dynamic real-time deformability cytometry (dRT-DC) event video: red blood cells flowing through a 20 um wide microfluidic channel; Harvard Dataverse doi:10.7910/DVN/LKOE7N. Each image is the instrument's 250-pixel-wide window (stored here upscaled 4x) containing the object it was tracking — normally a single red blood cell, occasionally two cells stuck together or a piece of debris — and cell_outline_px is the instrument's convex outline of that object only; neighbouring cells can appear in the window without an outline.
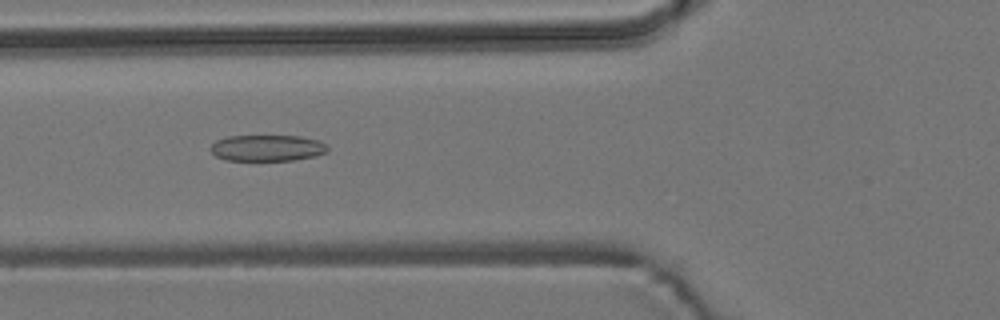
{"species": "common noctule bat (a hibernating species)", "species_latin": "Nyctalus noctula", "temperature_condition": "room temperature", "stored_images_in_passage": 37, "camera_frame_rate_fps": 3000, "um_per_image_px": 0.085, "animal": {"sex": "male", "body_mass_g": 19.2, "forearm_length_mm": 51.8}, "frame": {"image": 1, "passage_image": 3, "time_ms": 0.667, "image_size_px": [1000, 320], "cell_outline_px": [[328, 152], [316, 156], [292, 160], [224, 160], [216, 156], [208, 148], [216, 140], [228, 136], [300, 136], [320, 140], [328, 144]], "centroid_in_image_um": [22.74, 12.57], "position_along_channel_um": 103.1, "area_um2": 18.09}}
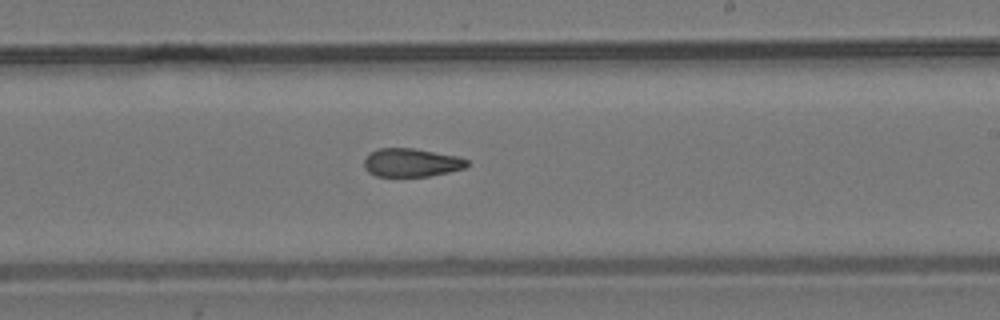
{"frame": {"image": 2, "passage_image": 15, "time_ms": 4.667, "image_size_px": [1000, 320], "cell_outline_px": [[468, 164], [464, 168], [448, 172], [428, 176], [376, 176], [368, 172], [364, 168], [364, 160], [372, 152], [380, 148], [412, 148], [460, 156], [468, 160]], "centroid_in_image_um": [34.98, 13.82], "position_along_channel_um": 254.0, "area_um2": 16.94}}
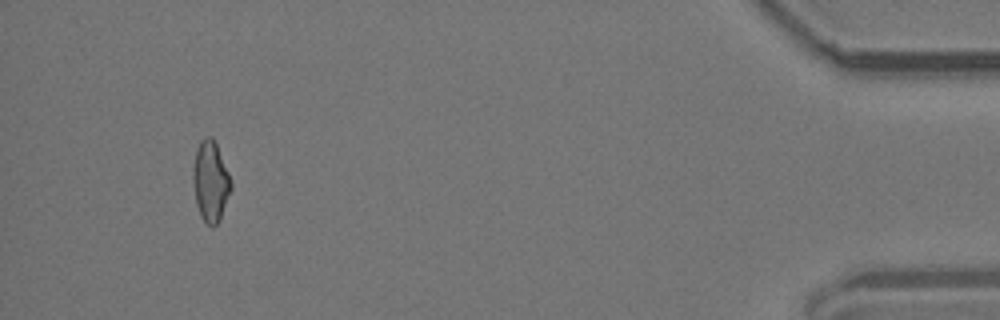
{"frame": {"image": 3, "passage_image": 34, "time_ms": 11.0, "image_size_px": [1000, 320], "cell_outline_px": [[232, 188], [220, 220], [212, 228], [200, 216], [196, 204], [192, 180], [192, 168], [196, 148], [200, 140], [204, 136], [212, 136], [216, 144], [228, 172], [232, 184]], "centroid_in_image_um": [17.87, 15.41], "position_along_channel_um": 417.3, "area_um2": 18.03}}